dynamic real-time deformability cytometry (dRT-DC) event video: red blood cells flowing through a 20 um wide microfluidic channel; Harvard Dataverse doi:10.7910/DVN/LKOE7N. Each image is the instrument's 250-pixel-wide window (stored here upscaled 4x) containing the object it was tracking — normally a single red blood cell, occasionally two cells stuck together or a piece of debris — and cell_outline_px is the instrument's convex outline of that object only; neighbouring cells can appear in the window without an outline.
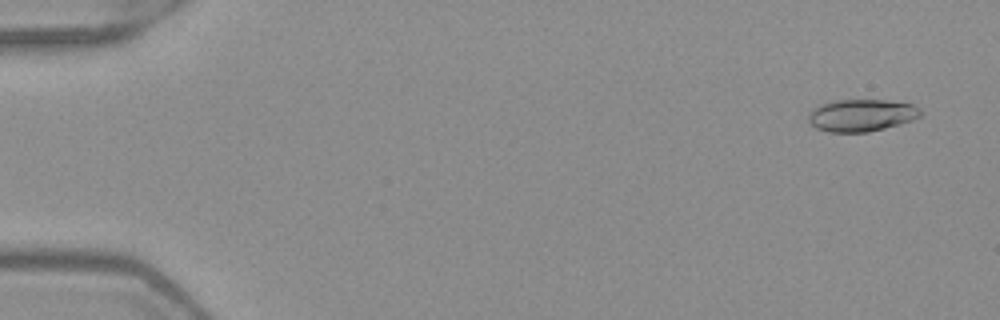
{"species": "Egyptian fruit bat (a non-hibernating species)", "species_latin": "Rousettus aegyptiacus", "temperature_condition": "warm", "stored_images_in_passage": 52, "camera_frame_rate_fps": 3000, "um_per_image_px": 0.085, "frame": {"image": 1, "passage_image": 3, "time_ms": 0.667, "image_size_px": [1000, 320], "cell_outline_px": [[920, 116], [912, 120], [900, 124], [868, 132], [828, 132], [816, 128], [808, 120], [808, 116], [812, 108], [820, 104], [836, 100], [884, 100], [912, 104], [920, 108]], "centroid_in_image_um": [73.2, 9.8], "position_along_channel_um": 11.8, "area_um2": 20.98}}
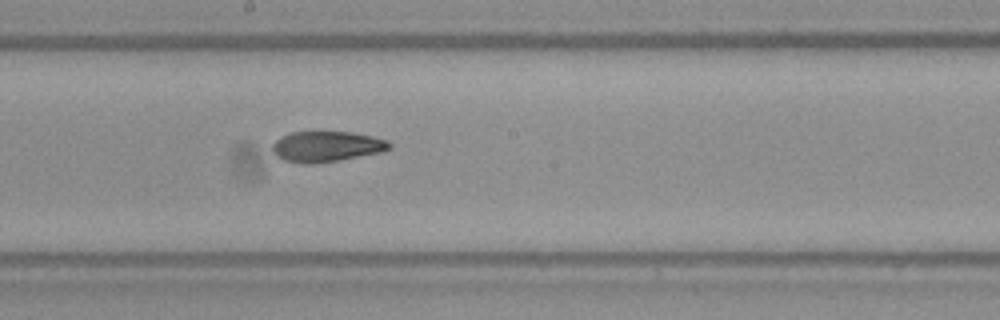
{"frame": {"image": 2, "passage_image": 29, "time_ms": 9.333, "image_size_px": [1000, 320], "cell_outline_px": [[392, 148], [384, 152], [340, 160], [312, 164], [304, 164], [284, 160], [276, 156], [272, 152], [272, 144], [280, 136], [292, 132], [352, 132], [372, 136], [388, 140], [392, 144]], "centroid_in_image_um": [27.78, 12.46], "position_along_channel_um": 220.4, "area_um2": 21.15}}
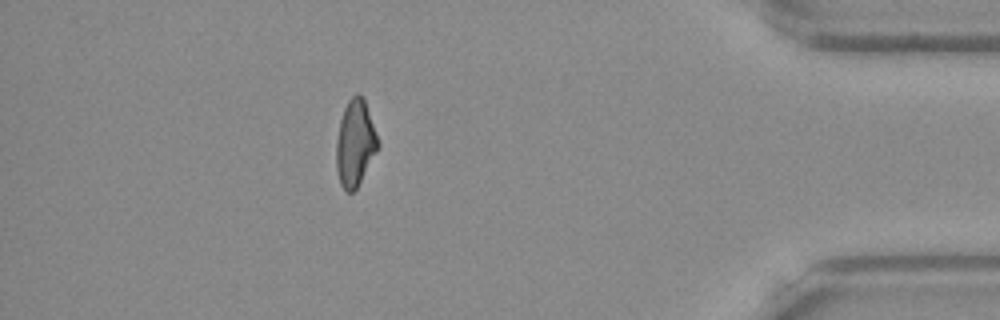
{"frame": {"image": 3, "passage_image": 46, "time_ms": 15.0, "image_size_px": [1000, 320], "cell_outline_px": [[380, 144], [376, 152], [356, 188], [352, 192], [348, 192], [340, 184], [336, 168], [336, 140], [340, 120], [344, 108], [348, 100], [356, 92], [360, 92], [364, 96]], "centroid_in_image_um": [30.18, 12.1], "position_along_channel_um": 405.0, "area_um2": 20.98}, "authors_computed_cell_mechanics": {"area_um2": 20.9814, "velocity_mm_per_s": 4.0087, "shape_relaxation_time_tau1_ms": null, "shape_relaxation_time_tau2_ms": 4.5504, "deformation_change_tau1": null, "deformation_change_tau2": 0.1121}}